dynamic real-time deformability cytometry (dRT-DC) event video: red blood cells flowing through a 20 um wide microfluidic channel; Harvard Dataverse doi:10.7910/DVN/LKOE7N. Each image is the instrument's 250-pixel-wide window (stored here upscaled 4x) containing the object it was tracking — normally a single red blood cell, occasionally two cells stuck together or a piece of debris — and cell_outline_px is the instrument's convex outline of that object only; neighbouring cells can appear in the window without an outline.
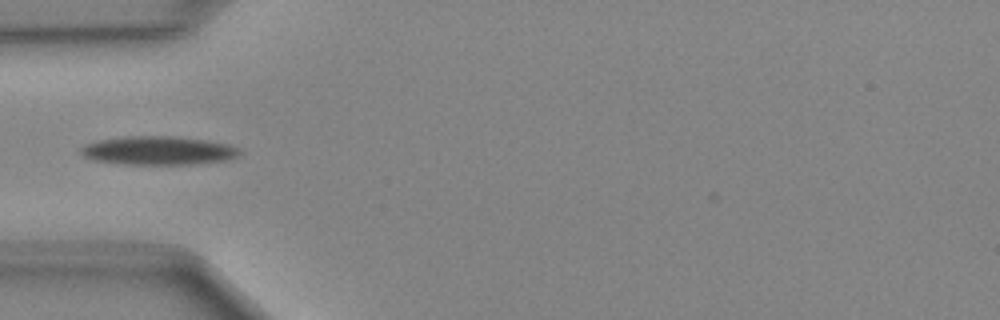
{"species": "Egyptian fruit bat (a non-hibernating species)", "species_latin": "Rousettus aegyptiacus", "temperature_condition": "cold", "stored_images_in_passage": 33, "camera_frame_rate_fps": 3000, "um_per_image_px": 0.085, "animal": {"sex": "female"}, "frame": {"image": 1, "passage_image": 1, "time_ms": 0.0, "image_size_px": [1000, 320], "cell_outline_px": [[240, 156], [228, 160], [196, 164], [124, 164], [96, 160], [84, 156], [80, 152], [80, 148], [84, 144], [100, 140], [124, 136], [168, 136], [200, 140], [228, 144], [240, 148]], "centroid_in_image_um": [13.47, 12.8], "position_along_channel_um": 71.5, "area_um2": 26.3}}
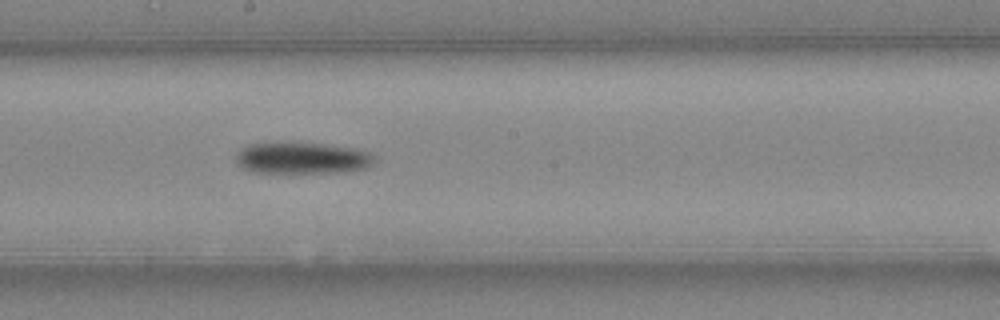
{"frame": {"image": 2, "passage_image": 12, "time_ms": 3.667, "image_size_px": [1000, 320], "cell_outline_px": [[376, 160], [368, 168], [336, 172], [252, 172], [240, 168], [236, 164], [236, 152], [252, 144], [324, 144], [352, 148], [368, 152], [376, 156]], "centroid_in_image_um": [25.69, 13.46], "position_along_channel_um": 222.5, "area_um2": 24.91}}
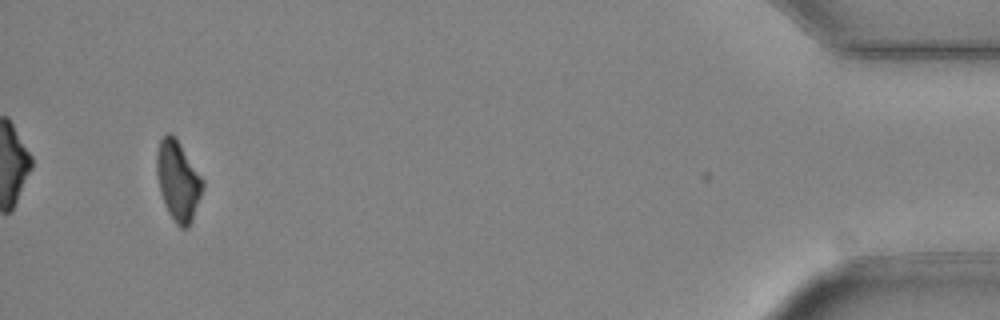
{"frame": {"image": 3, "passage_image": 32, "time_ms": 10.333, "image_size_px": [1000, 320], "cell_outline_px": [[204, 188], [192, 220], [188, 228], [180, 228], [176, 224], [168, 212], [160, 192], [156, 172], [156, 152], [160, 140], [168, 132], [176, 136], [204, 180]], "centroid_in_image_um": [15.14, 15.35], "position_along_channel_um": 420.1, "area_um2": 21.62}}